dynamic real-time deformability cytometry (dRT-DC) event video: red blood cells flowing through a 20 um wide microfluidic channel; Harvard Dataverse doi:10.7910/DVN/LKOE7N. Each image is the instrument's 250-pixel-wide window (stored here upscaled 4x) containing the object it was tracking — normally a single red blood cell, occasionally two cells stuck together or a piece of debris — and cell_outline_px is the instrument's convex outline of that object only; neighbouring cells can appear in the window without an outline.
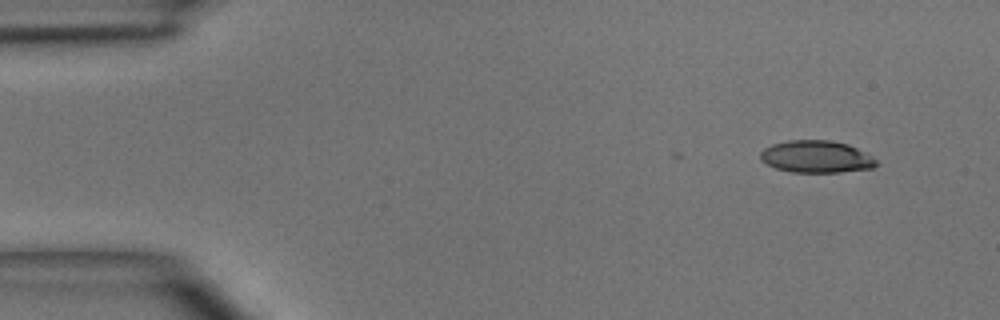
{"species": "common noctule bat (a hibernating species)", "species_latin": "Nyctalus noctula", "temperature_condition": "room temperature", "stored_images_in_passage": 3, "camera_frame_rate_fps": 3000, "um_per_image_px": 0.085, "animal": {"sex": "male", "body_mass_g": 15.6}, "frame": {"image": 1, "passage_image": 1, "time_ms": 0.0, "image_size_px": [1000, 320], "cell_outline_px": [[876, 164], [872, 168], [840, 172], [792, 172], [776, 168], [760, 160], [760, 152], [764, 148], [772, 144], [788, 140], [828, 140], [848, 144], [872, 156], [876, 160]], "centroid_in_image_um": [69.36, 13.31], "position_along_channel_um": 15.6, "area_um2": 21.62}}
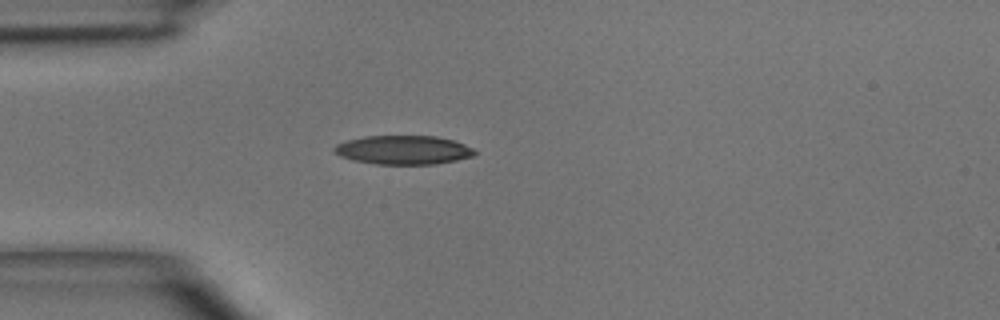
{"frame": {"image": 2, "passage_image": 3, "time_ms": 3.0, "image_size_px": [1000, 320], "cell_outline_px": [[476, 152], [472, 156], [456, 160], [436, 164], [376, 164], [352, 160], [340, 156], [332, 152], [332, 148], [336, 144], [348, 140], [364, 136], [436, 136], [452, 140], [464, 144], [472, 148]], "centroid_in_image_um": [34.23, 12.75], "position_along_channel_um": 50.8, "area_um2": 23.64}}